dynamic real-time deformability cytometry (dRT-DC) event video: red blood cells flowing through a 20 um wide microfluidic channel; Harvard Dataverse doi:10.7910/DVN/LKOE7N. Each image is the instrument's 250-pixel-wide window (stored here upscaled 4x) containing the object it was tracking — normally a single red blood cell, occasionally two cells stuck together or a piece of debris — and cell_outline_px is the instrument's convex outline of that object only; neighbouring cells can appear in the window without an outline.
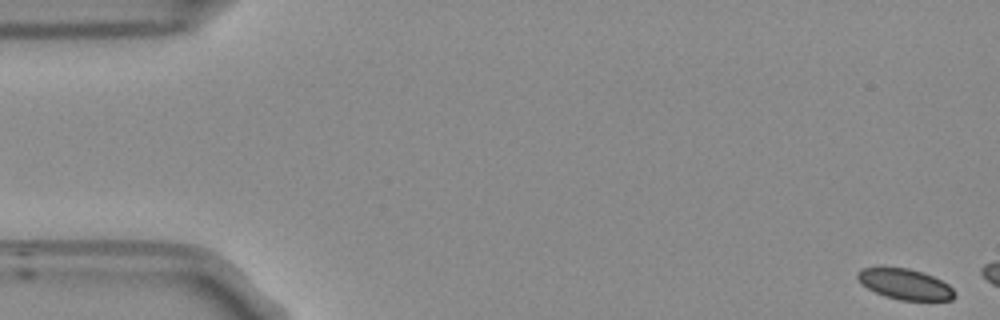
{"species": "Egyptian fruit bat (a non-hibernating species)", "species_latin": "Rousettus aegyptiacus", "temperature_condition": "room temperature", "stored_images_in_passage": 7, "camera_frame_rate_fps": 3000, "um_per_image_px": 0.085, "frame": {"image": 1, "passage_image": 1, "time_ms": 0.0, "image_size_px": [1000, 320], "cell_outline_px": [[956, 296], [952, 300], [900, 300], [884, 296], [860, 284], [856, 276], [856, 272], [860, 268], [908, 268], [932, 276], [948, 284], [952, 288]], "centroid_in_image_um": [76.9, 24.16], "position_along_channel_um": 8.1, "area_um2": 17.17}}